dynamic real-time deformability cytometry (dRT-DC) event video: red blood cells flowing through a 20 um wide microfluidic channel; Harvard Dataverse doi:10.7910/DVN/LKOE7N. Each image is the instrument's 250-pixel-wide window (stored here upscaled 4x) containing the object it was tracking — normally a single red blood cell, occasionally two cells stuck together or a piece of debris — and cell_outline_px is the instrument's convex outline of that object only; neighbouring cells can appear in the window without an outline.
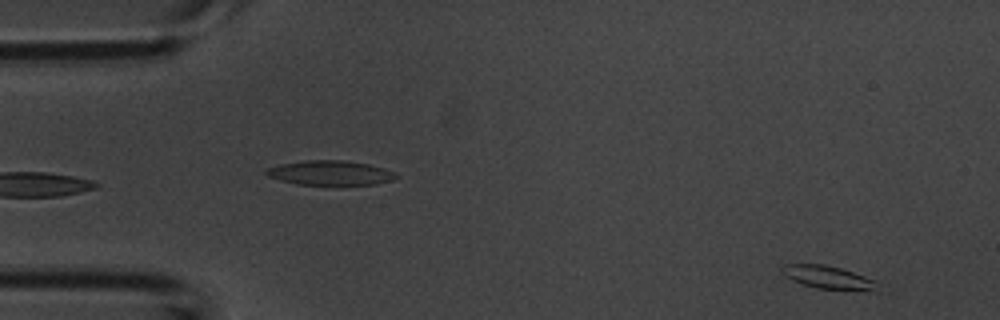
{"species": "common noctule bat (a hibernating species)", "species_latin": "Nyctalus noctula", "temperature_condition": "room temperature", "stored_images_in_passage": 53, "camera_frame_rate_fps": 3000, "um_per_image_px": 0.085, "animal": {"sex": "male", "body_mass_g": 20.1, "forearm_length_mm": 53.5}, "frame": {"image": 1, "passage_image": 3, "time_ms": 0.667, "image_size_px": [1000, 320], "cell_outline_px": [[884, 292], [876, 292], [816, 288], [792, 280], [784, 276], [780, 272], [780, 264], [824, 264], [840, 268], [876, 280]], "centroid_in_image_um": [70.47, 23.6], "position_along_channel_um": 14.5, "area_um2": 13.35}}
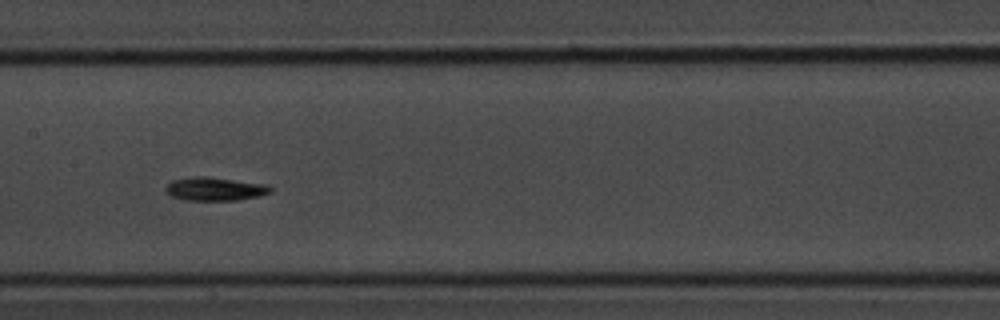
{"frame": {"image": 2, "passage_image": 26, "time_ms": 8.333, "image_size_px": [1000, 320], "cell_outline_px": [[272, 192], [260, 196], [236, 200], [188, 200], [172, 196], [164, 192], [164, 188], [172, 180], [192, 176], [208, 176], [268, 184], [272, 188]], "centroid_in_image_um": [18.28, 16.04], "position_along_channel_um": 189.1, "area_um2": 14.51}}
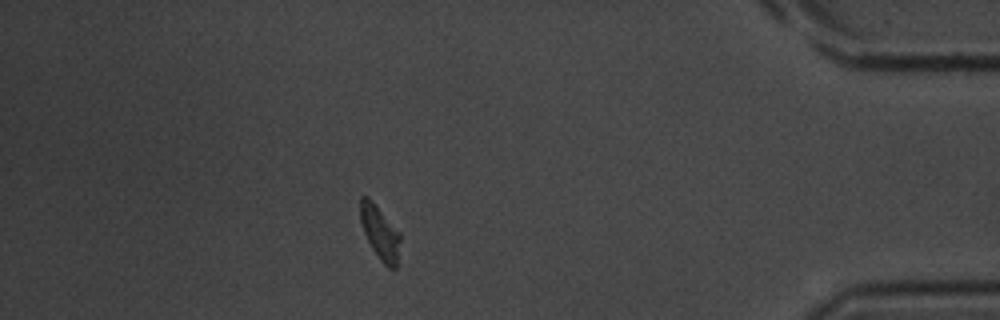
{"frame": {"image": 3, "passage_image": 47, "time_ms": 15.333, "image_size_px": [1000, 320], "cell_outline_px": [[400, 240], [396, 268], [388, 268], [380, 260], [372, 248], [364, 232], [360, 220], [360, 196], [368, 196], [372, 200], [400, 232]], "centroid_in_image_um": [32.29, 19.75], "position_along_channel_um": 402.9, "area_um2": 12.43}, "authors_computed_cell_mechanics": {"area_um2": 13.4096, "velocity_mm_per_s": 3.6869, "shape_relaxation_time_tau1_ms": 4.4093, "shape_relaxation_time_tau2_ms": null, "deformation_change_tau1": 0.1252, "deformation_change_tau2": null}}